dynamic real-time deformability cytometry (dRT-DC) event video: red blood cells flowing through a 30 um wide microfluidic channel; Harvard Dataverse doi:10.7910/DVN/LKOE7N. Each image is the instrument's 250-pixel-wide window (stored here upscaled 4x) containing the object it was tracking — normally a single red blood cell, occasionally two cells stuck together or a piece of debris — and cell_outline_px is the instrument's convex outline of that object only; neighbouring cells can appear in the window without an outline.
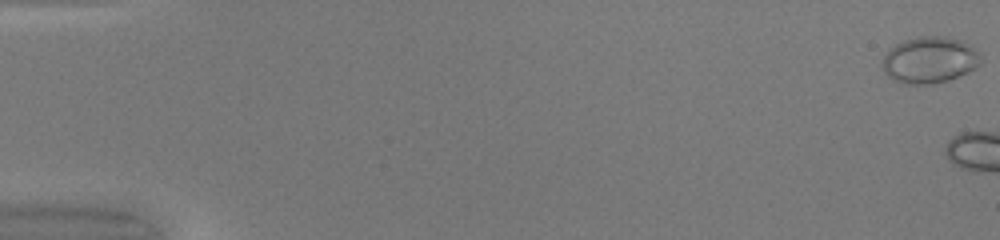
{"species": "common noctule bat (a hibernating species)", "species_latin": "Nyctalus noctula", "temperature_condition": "warm", "stored_images_in_passage": 4, "camera_frame_rate_fps": 3000, "um_per_image_px": 0.085, "animal": {"sex": "female", "body_mass_g": 20.0, "forearm_length_mm": 54.0}, "frame": {"image": 1, "passage_image": 1, "time_ms": 0.0, "image_size_px": [1000, 240], "cell_outline_px": [[980, 64], [976, 68], [968, 72], [948, 80], [932, 84], [904, 84], [892, 80], [884, 72], [880, 64], [888, 48], [904, 40], [920, 36], [944, 36], [960, 40], [972, 44], [980, 52]], "centroid_in_image_um": [79.01, 5.09], "position_along_channel_um": 6.0, "area_um2": 27.11}}